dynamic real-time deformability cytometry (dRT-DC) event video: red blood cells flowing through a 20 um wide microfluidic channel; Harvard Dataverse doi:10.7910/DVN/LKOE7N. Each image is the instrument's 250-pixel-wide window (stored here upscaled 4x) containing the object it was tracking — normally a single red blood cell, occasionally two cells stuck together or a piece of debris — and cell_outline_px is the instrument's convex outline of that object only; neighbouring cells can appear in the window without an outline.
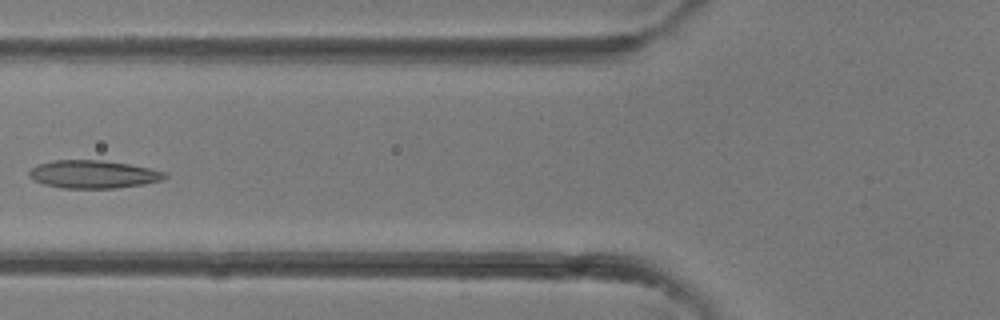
{"species": "common noctule bat (a hibernating species)", "species_latin": "Nyctalus noctula", "temperature_condition": "room temperature", "stored_images_in_passage": 5, "camera_frame_rate_fps": 3000, "um_per_image_px": 0.085, "animal": {"sex": "female"}, "frame": {"image": 1, "passage_image": 5, "time_ms": 4.333, "image_size_px": [1000, 320], "cell_outline_px": [[168, 176], [164, 180], [144, 184], [112, 188], [60, 188], [44, 184], [32, 180], [28, 176], [28, 172], [36, 164], [52, 160], [104, 160], [128, 164], [148, 168], [164, 172]], "centroid_in_image_um": [7.88, 14.81], "position_along_channel_um": 117.9, "area_um2": 22.2}}